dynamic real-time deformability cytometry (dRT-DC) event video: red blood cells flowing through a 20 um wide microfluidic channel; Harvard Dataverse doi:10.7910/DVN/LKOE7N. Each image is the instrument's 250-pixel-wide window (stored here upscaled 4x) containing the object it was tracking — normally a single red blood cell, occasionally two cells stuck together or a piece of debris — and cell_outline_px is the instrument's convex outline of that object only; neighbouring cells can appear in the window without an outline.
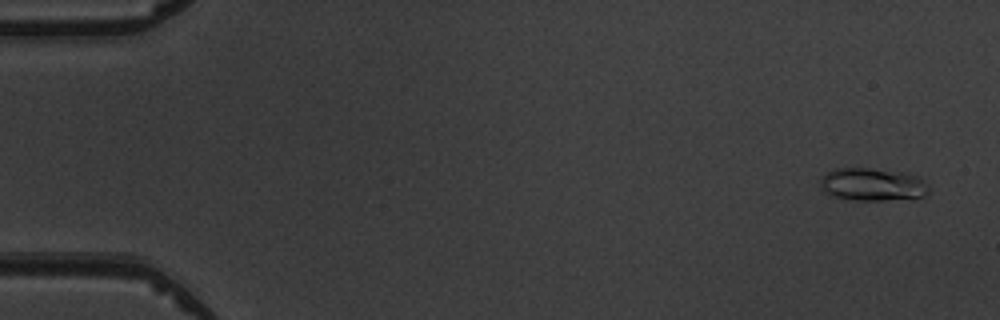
{"species": "common noctule bat (a hibernating species)", "species_latin": "Nyctalus noctula", "temperature_condition": "warm", "stored_images_in_passage": 5, "camera_frame_rate_fps": 3000, "um_per_image_px": 0.085, "animal": {"sex": "male", "body_mass_g": 19.5, "forearm_length_mm": 54.6}, "frame": {"image": 1, "passage_image": 1, "time_ms": 0.0, "image_size_px": [1000, 320], "cell_outline_px": [[928, 192], [924, 196], [884, 200], [852, 200], [832, 196], [824, 192], [820, 188], [820, 176], [836, 168], [868, 168], [908, 172], [920, 176], [924, 180], [928, 188]], "centroid_in_image_um": [74.14, 15.66], "position_along_channel_um": 10.9, "area_um2": 20.98}}